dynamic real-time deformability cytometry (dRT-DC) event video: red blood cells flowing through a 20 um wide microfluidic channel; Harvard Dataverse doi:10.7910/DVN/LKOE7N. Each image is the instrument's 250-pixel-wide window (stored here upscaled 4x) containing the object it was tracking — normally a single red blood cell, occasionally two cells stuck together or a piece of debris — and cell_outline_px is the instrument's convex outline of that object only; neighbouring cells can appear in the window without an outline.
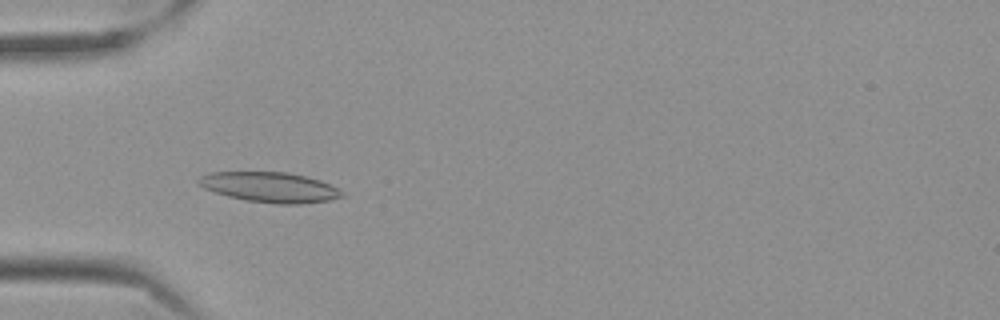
{"species": "Egyptian fruit bat (a non-hibernating species)", "species_latin": "Rousettus aegyptiacus", "temperature_condition": "cold", "stored_images_in_passage": 58, "camera_frame_rate_fps": 3000, "um_per_image_px": 0.085, "frame": {"image": 1, "passage_image": 18, "time_ms": 5.667, "image_size_px": [1000, 320], "cell_outline_px": [[344, 196], [328, 200], [300, 204], [276, 204], [244, 200], [228, 196], [204, 188], [196, 180], [200, 176], [212, 172], [284, 172], [304, 176], [320, 180], [344, 192]], "centroid_in_image_um": [22.93, 15.92], "position_along_channel_um": 62.1, "area_um2": 24.97}}
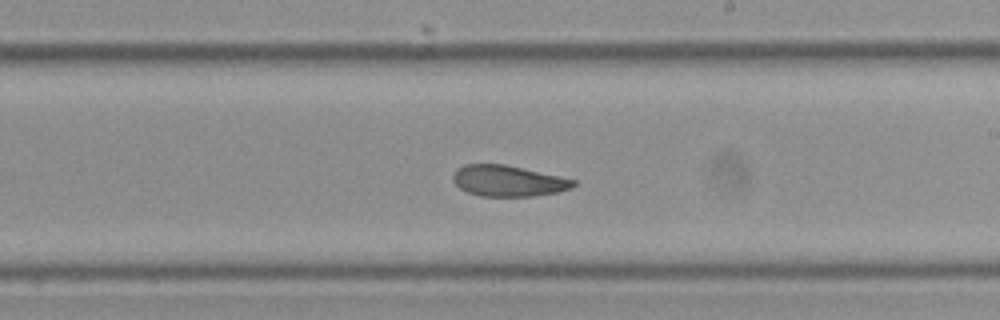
{"frame": {"image": 2, "passage_image": 34, "time_ms": 11.0, "image_size_px": [1000, 320], "cell_outline_px": [[576, 184], [572, 188], [556, 192], [532, 196], [480, 196], [468, 192], [460, 188], [452, 180], [452, 176], [456, 168], [464, 164], [504, 164], [576, 180]], "centroid_in_image_um": [43.15, 15.37], "position_along_channel_um": 245.8, "area_um2": 21.62}}
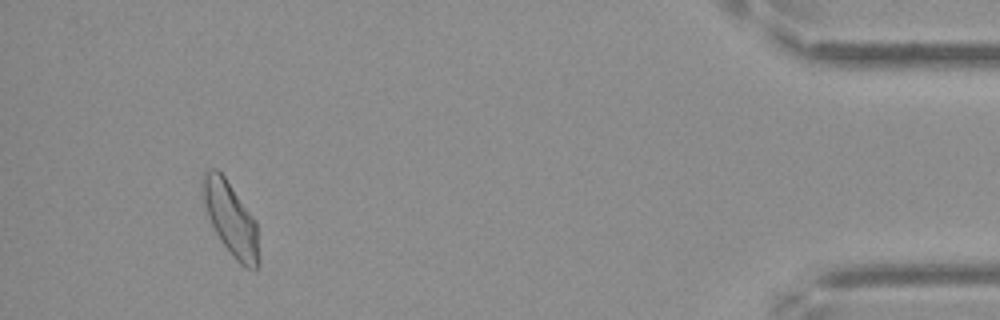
{"frame": {"image": 3, "passage_image": 54, "time_ms": 17.667, "image_size_px": [1000, 320], "cell_outline_px": [[256, 268], [244, 268], [232, 256], [220, 240], [208, 216], [200, 192], [200, 180], [204, 172], [208, 168], [216, 168], [224, 176], [256, 220]], "centroid_in_image_um": [19.52, 18.49], "position_along_channel_um": 415.7, "area_um2": 23.58}, "authors_computed_cell_mechanics": {"area_um2": 23.5824, "velocity_mm_per_s": 3.4956, "shape_relaxation_time_tau1_ms": null, "shape_relaxation_time_tau2_ms": 4.546, "deformation_change_tau1": null, "deformation_change_tau2": 0.1016}}